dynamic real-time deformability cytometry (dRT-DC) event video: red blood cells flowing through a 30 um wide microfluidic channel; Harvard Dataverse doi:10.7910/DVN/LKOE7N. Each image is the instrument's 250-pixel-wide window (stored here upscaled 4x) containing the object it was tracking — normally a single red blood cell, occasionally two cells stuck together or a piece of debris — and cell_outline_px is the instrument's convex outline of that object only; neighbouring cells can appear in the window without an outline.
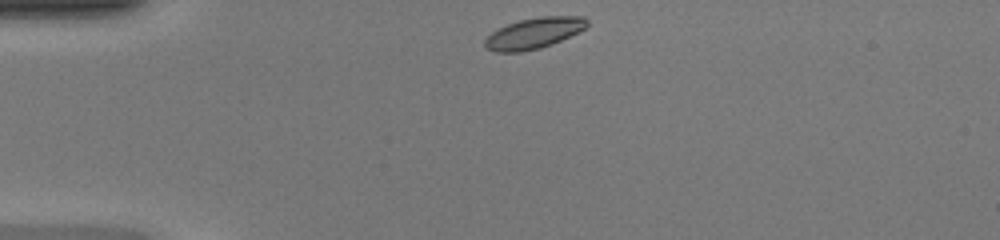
{"species": "common noctule bat (a hibernating species)", "species_latin": "Nyctalus noctula", "temperature_condition": "warm", "stored_images_in_passage": 38, "camera_frame_rate_fps": 3000, "um_per_image_px": 0.085, "animal": {"sex": "female", "body_mass_g": 20.0, "forearm_length_mm": 54.0}, "frame": {"image": 1, "passage_image": 1, "time_ms": 0.0, "image_size_px": [1000, 240], "cell_outline_px": [[588, 24], [584, 28], [552, 44], [540, 48], [520, 52], [496, 52], [488, 48], [484, 44], [484, 40], [492, 32], [508, 24], [520, 20], [540, 16], [584, 16], [588, 20]], "centroid_in_image_um": [45.38, 2.81], "position_along_channel_um": 39.6, "area_um2": 18.09}}
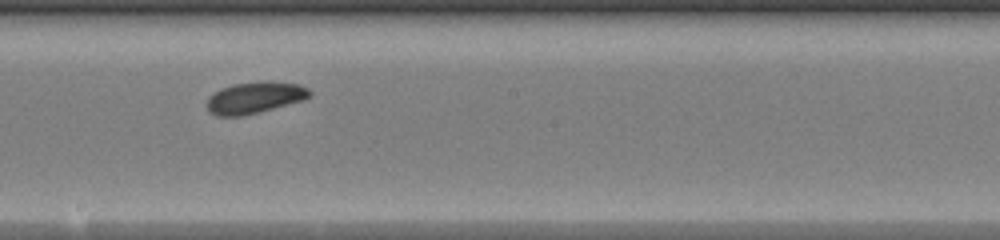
{"frame": {"image": 2, "passage_image": 17, "time_ms": 5.333, "image_size_px": [1000, 240], "cell_outline_px": [[312, 96], [304, 100], [240, 116], [216, 116], [208, 112], [208, 96], [220, 88], [236, 84], [300, 84], [308, 88], [312, 92]], "centroid_in_image_um": [21.62, 8.34], "position_along_channel_um": 226.6, "area_um2": 17.98}}
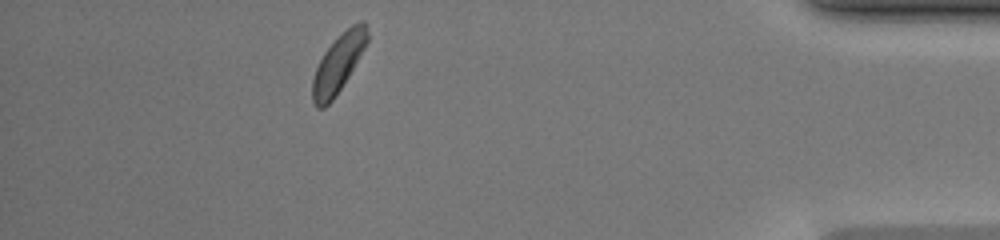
{"frame": {"image": 3, "passage_image": 33, "time_ms": 10.667, "image_size_px": [1000, 240], "cell_outline_px": [[368, 40], [364, 48], [348, 76], [332, 100], [324, 108], [316, 108], [312, 100], [312, 80], [316, 68], [324, 52], [352, 24], [360, 20], [364, 20], [368, 32]], "centroid_in_image_um": [28.74, 5.41], "position_along_channel_um": 406.5, "area_um2": 17.98}, "authors_computed_cell_mechanics": {"area_um2": 18.2937, "velocity_mm_per_s": 4.2421, "shape_relaxation_time_tau1_ms": 1.0249, "shape_relaxation_time_tau2_ms": 5.5824, "deformation_change_tau1": 0.0843, "deformation_change_tau2": 0.1298}}